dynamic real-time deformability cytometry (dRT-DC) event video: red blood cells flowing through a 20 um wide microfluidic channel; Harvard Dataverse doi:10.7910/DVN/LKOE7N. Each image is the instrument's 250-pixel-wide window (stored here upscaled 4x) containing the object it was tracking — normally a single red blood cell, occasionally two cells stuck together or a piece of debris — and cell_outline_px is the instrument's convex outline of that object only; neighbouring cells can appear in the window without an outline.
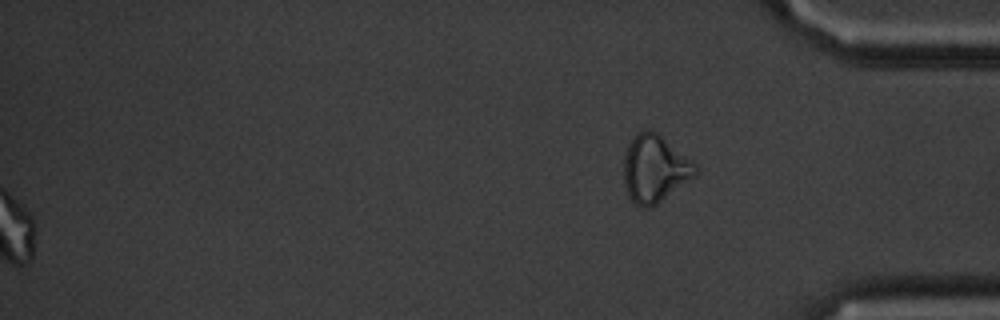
{"species": "common noctule bat (a hibernating species)", "species_latin": "Nyctalus noctula", "temperature_condition": "cold", "stored_images_in_passage": 55, "segment_of_instrument_passage": [2, 2], "camera_frame_rate_fps": 3000, "um_per_image_px": 0.085, "animal": {"sex": "male", "body_mass_g": 20.1, "forearm_length_mm": 53.5}, "frame": {"image": 1, "passage_image": 55, "time_ms": 18.0, "image_size_px": [1000, 320], "cell_outline_px": [[700, 168], [696, 176], [656, 204], [648, 208], [640, 208], [628, 196], [624, 184], [624, 152], [632, 136], [640, 128], [648, 128], [656, 132], [696, 164]], "centroid_in_image_um": [55.63, 14.32], "position_along_channel_um": 379.6, "area_um2": 28.38}}